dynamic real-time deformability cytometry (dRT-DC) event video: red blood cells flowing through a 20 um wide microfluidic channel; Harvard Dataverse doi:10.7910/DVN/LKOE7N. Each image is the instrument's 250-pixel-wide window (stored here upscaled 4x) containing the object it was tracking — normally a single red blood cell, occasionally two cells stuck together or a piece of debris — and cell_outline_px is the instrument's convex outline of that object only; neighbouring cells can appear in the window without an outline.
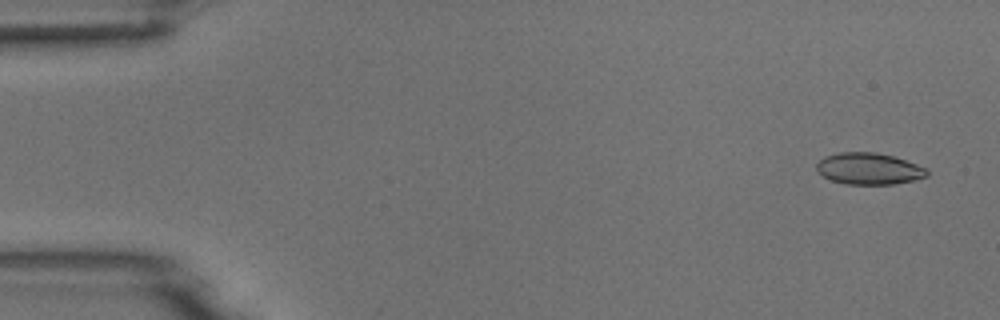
{"species": "common noctule bat (a hibernating species)", "species_latin": "Nyctalus noctula", "temperature_condition": "room temperature", "stored_images_in_passage": 4, "camera_frame_rate_fps": 3000, "um_per_image_px": 0.085, "animal": {"sex": "male", "body_mass_g": 18.8}, "frame": {"image": 1, "passage_image": 1, "time_ms": 0.0, "image_size_px": [1000, 320], "cell_outline_px": [[928, 176], [916, 180], [892, 184], [844, 184], [832, 180], [816, 172], [816, 164], [824, 156], [840, 152], [876, 152], [892, 156], [928, 168]], "centroid_in_image_um": [73.85, 14.34], "position_along_channel_um": 11.1, "area_um2": 20.4}}
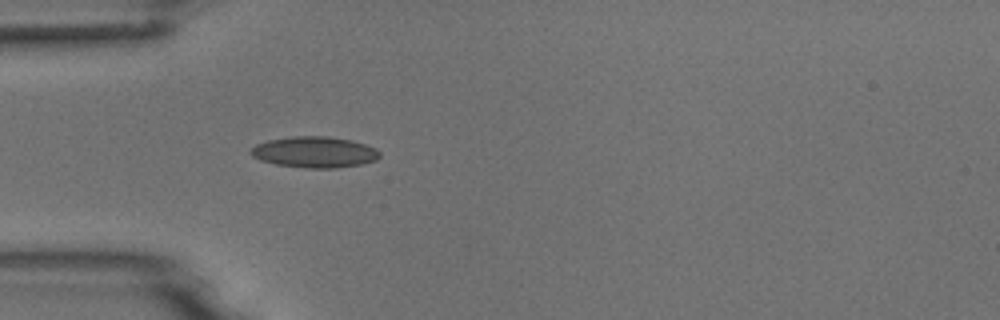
{"frame": {"image": 2, "passage_image": 4, "time_ms": 4.333, "image_size_px": [1000, 320], "cell_outline_px": [[380, 156], [376, 160], [360, 164], [336, 168], [308, 168], [276, 164], [260, 160], [252, 156], [248, 152], [256, 144], [268, 140], [292, 136], [328, 136], [352, 140], [376, 148], [380, 152]], "centroid_in_image_um": [26.73, 12.92], "position_along_channel_um": 58.3, "area_um2": 23.35}}